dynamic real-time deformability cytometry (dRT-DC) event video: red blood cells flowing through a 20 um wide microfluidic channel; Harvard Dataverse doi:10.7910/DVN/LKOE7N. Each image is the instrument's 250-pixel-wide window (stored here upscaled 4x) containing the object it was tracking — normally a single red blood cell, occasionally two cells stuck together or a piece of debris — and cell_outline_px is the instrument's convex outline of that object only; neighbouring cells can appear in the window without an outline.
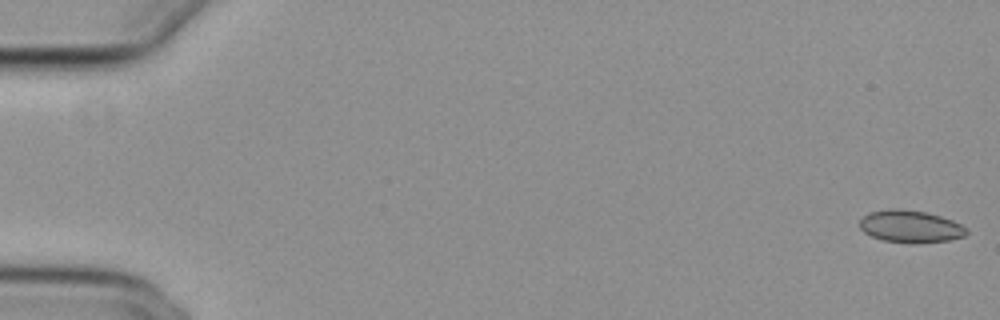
{"species": "common noctule bat (a hibernating species)", "species_latin": "Nyctalus noctula", "temperature_condition": "cold", "stored_images_in_passage": 50, "camera_frame_rate_fps": 3000, "um_per_image_px": 0.085, "animal": {"sex": "female", "body_mass_g": 29.2, "forearm_length_mm": 56.3}, "frame": {"image": 1, "passage_image": 1, "time_ms": 0.0, "image_size_px": [1000, 320], "cell_outline_px": [[968, 232], [964, 236], [948, 240], [912, 244], [884, 240], [872, 236], [864, 232], [860, 228], [860, 220], [864, 216], [872, 212], [888, 208], [900, 208], [928, 212], [952, 220], [960, 224]], "centroid_in_image_um": [77.37, 19.24], "position_along_channel_um": 7.6, "area_um2": 20.06}}
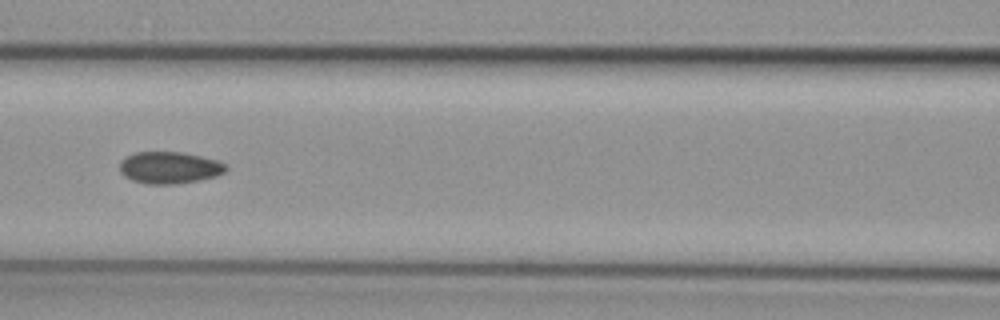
{"frame": {"image": 2, "passage_image": 25, "time_ms": 8.0, "image_size_px": [1000, 320], "cell_outline_px": [[228, 168], [224, 172], [216, 176], [200, 180], [176, 184], [144, 184], [132, 180], [124, 176], [120, 172], [120, 160], [124, 156], [136, 152], [180, 152], [200, 156], [216, 160], [224, 164]], "centroid_in_image_um": [14.36, 14.25], "position_along_channel_um": 152.2, "area_um2": 19.83}}
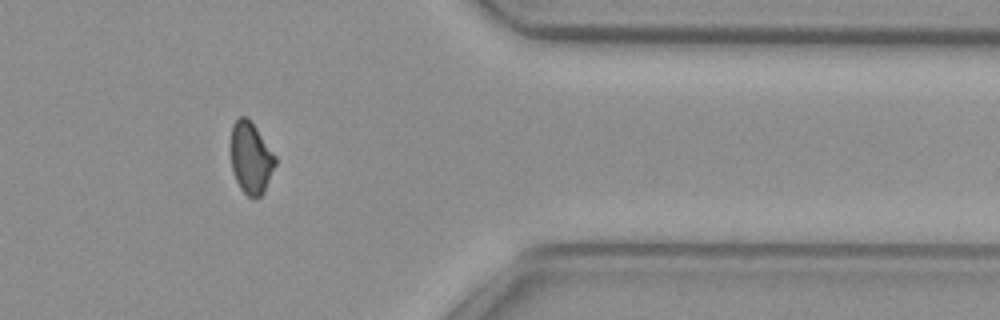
{"frame": {"image": 3, "passage_image": 45, "time_ms": 14.667, "image_size_px": [1000, 320], "cell_outline_px": [[276, 164], [264, 192], [256, 200], [248, 196], [240, 188], [232, 172], [232, 124], [240, 116], [248, 116], [276, 156]], "centroid_in_image_um": [21.34, 13.44], "position_along_channel_um": 390.1, "area_um2": 18.55}}